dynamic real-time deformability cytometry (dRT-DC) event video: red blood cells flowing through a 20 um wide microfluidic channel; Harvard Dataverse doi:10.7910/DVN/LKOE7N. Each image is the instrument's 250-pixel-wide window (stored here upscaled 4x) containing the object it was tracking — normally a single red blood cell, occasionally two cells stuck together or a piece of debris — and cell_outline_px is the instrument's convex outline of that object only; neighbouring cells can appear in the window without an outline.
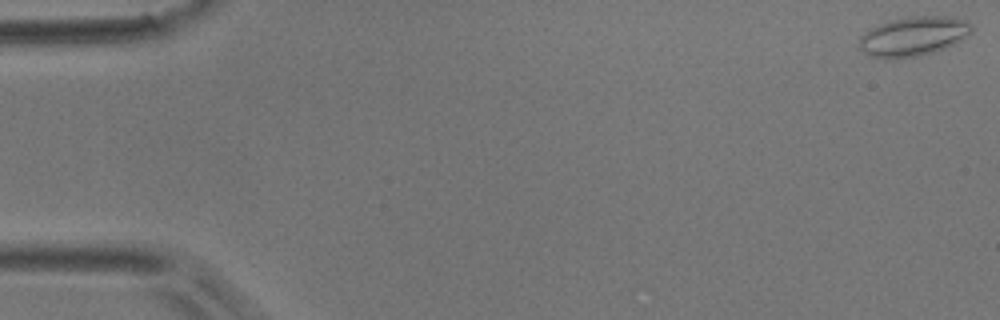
{"species": "common noctule bat (a hibernating species)", "species_latin": "Nyctalus noctula", "temperature_condition": "room temperature", "stored_images_in_passage": 54, "camera_frame_rate_fps": 3000, "um_per_image_px": 0.085, "animal": {"sex": "male", "body_mass_g": 17.9}, "frame": {"image": 1, "passage_image": 1, "time_ms": 0.0, "image_size_px": [1000, 320], "cell_outline_px": [[972, 32], [960, 40], [944, 48], [920, 56], [896, 60], [868, 56], [860, 48], [860, 36], [868, 28], [888, 20], [908, 16], [956, 16], [968, 20], [972, 24]], "centroid_in_image_um": [77.62, 3.07], "position_along_channel_um": 7.4, "area_um2": 26.36}}
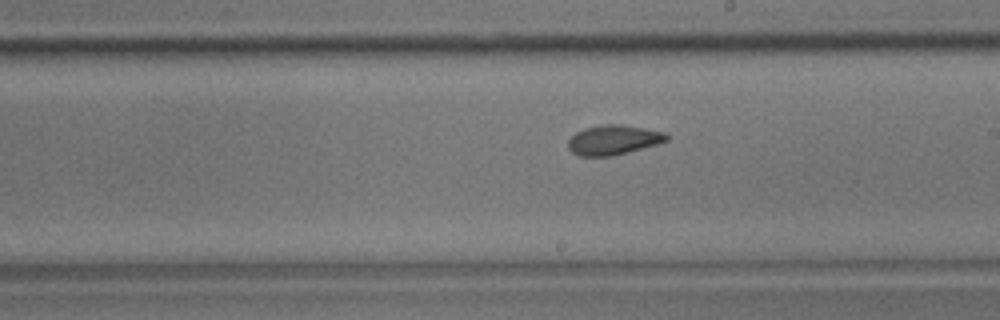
{"frame": {"image": 2, "passage_image": 31, "time_ms": 10.0, "image_size_px": [1000, 320], "cell_outline_px": [[668, 140], [656, 144], [628, 152], [612, 156], [580, 156], [572, 152], [568, 148], [568, 140], [576, 132], [584, 128], [604, 124], [620, 124], [644, 128], [664, 132], [668, 136]], "centroid_in_image_um": [52.11, 11.89], "position_along_channel_um": 236.9, "area_um2": 16.94}}
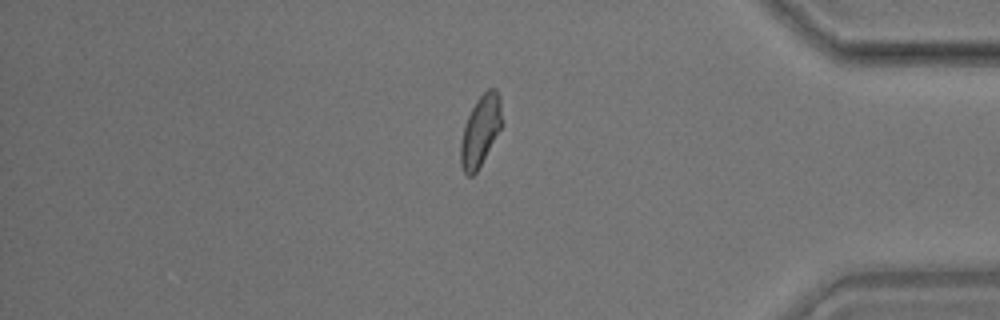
{"frame": {"image": 3, "passage_image": 46, "time_ms": 15.0, "image_size_px": [1000, 320], "cell_outline_px": [[504, 124], [476, 172], [472, 176], [468, 176], [464, 172], [460, 164], [460, 144], [464, 128], [468, 116], [476, 100], [488, 88], [496, 88], [500, 96]], "centroid_in_image_um": [40.87, 11.09], "position_along_channel_um": 394.3, "area_um2": 17.17}, "authors_computed_cell_mechanics": {"area_um2": 17.1666, "velocity_mm_per_s": 3.7067, "shape_relaxation_time_tau1_ms": null, "shape_relaxation_time_tau2_ms": 3.0028, "deformation_change_tau1": null, "deformation_change_tau2": 0.0863}}